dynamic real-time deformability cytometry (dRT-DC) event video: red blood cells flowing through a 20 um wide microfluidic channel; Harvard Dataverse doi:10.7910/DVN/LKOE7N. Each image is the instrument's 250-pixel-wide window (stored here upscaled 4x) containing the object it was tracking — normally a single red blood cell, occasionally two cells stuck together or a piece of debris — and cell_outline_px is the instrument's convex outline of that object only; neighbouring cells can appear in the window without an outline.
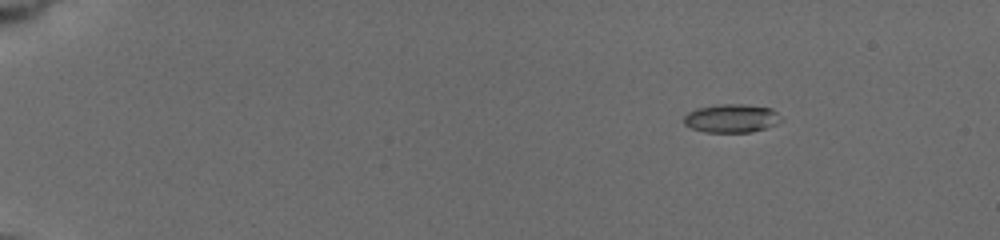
{"species": "common noctule bat (a hibernating species)", "species_latin": "Nyctalus noctula", "temperature_condition": "cold", "stored_images_in_passage": 11, "camera_frame_rate_fps": 3000, "um_per_image_px": 0.085, "animal": {"sex": "female", "body_mass_g": 19.5, "forearm_length_mm": 54.1}, "frame": {"image": 1, "passage_image": 3, "time_ms": 2.0, "image_size_px": [1000, 240], "cell_outline_px": [[784, 120], [768, 128], [752, 132], [704, 132], [692, 128], [684, 124], [684, 116], [688, 112], [696, 108], [720, 104], [744, 104], [772, 108]], "centroid_in_image_um": [62.2, 10.06], "position_along_channel_um": 22.8, "area_um2": 16.3}}
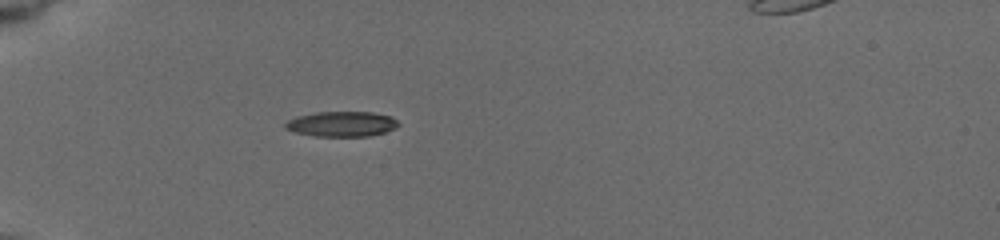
{"frame": {"image": 2, "passage_image": 8, "time_ms": 5.667, "image_size_px": [1000, 240], "cell_outline_px": [[400, 124], [396, 128], [384, 132], [368, 136], [312, 136], [296, 132], [284, 128], [284, 124], [288, 120], [296, 116], [316, 112], [372, 112], [392, 116]], "centroid_in_image_um": [29.04, 10.53], "position_along_channel_um": 56.0, "area_um2": 16.65}}